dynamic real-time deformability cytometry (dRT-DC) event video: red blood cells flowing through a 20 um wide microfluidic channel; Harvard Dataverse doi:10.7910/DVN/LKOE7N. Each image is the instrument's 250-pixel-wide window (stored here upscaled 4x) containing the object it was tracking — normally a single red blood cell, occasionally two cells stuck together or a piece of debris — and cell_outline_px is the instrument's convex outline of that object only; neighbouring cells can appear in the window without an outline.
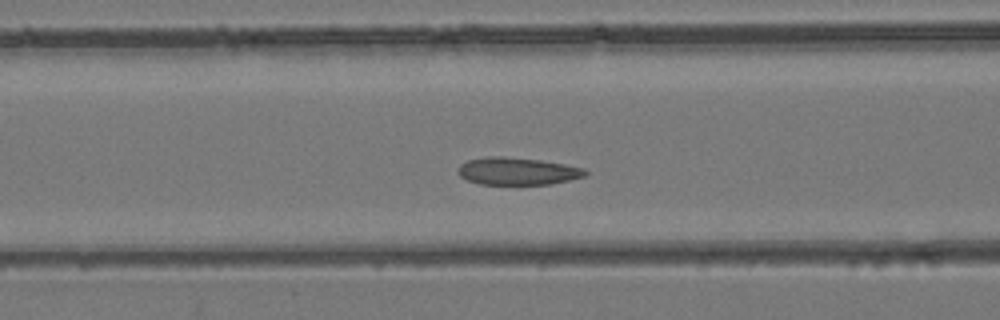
{"species": "common noctule bat (a hibernating species)", "species_latin": "Nyctalus noctula", "temperature_condition": "room temperature", "stored_images_in_passage": 41, "camera_frame_rate_fps": 3000, "um_per_image_px": 0.085, "animal": {"sex": "female", "body_mass_g": 24.6, "forearm_length_mm": 56.2}, "frame": {"image": 1, "passage_image": 14, "time_ms": 4.333, "image_size_px": [1000, 320], "cell_outline_px": [[588, 176], [548, 184], [480, 184], [468, 180], [460, 176], [456, 172], [456, 168], [460, 164], [468, 160], [488, 156], [504, 156], [540, 160], [564, 164], [584, 168], [588, 172]], "centroid_in_image_um": [43.96, 14.54], "position_along_channel_um": 122.6, "area_um2": 20.4}}
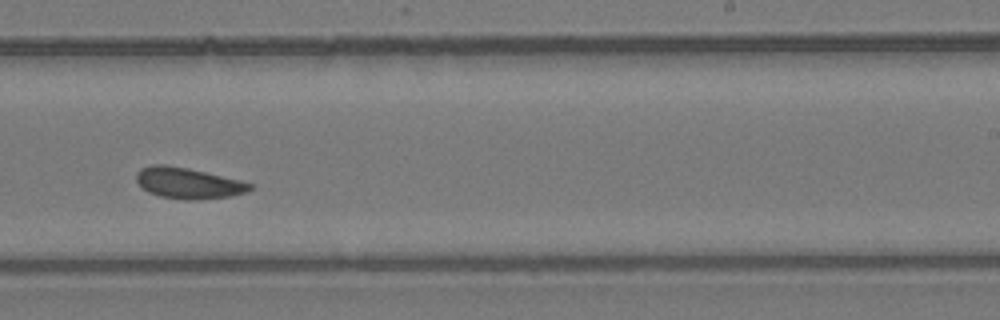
{"frame": {"image": 2, "passage_image": 24, "time_ms": 7.667, "image_size_px": [1000, 320], "cell_outline_px": [[256, 188], [248, 192], [232, 196], [192, 200], [184, 200], [160, 196], [148, 192], [136, 180], [136, 172], [140, 168], [152, 164], [164, 164], [188, 168], [240, 180], [252, 184]], "centroid_in_image_um": [16.02, 15.56], "position_along_channel_um": 273.0, "area_um2": 20.63}}
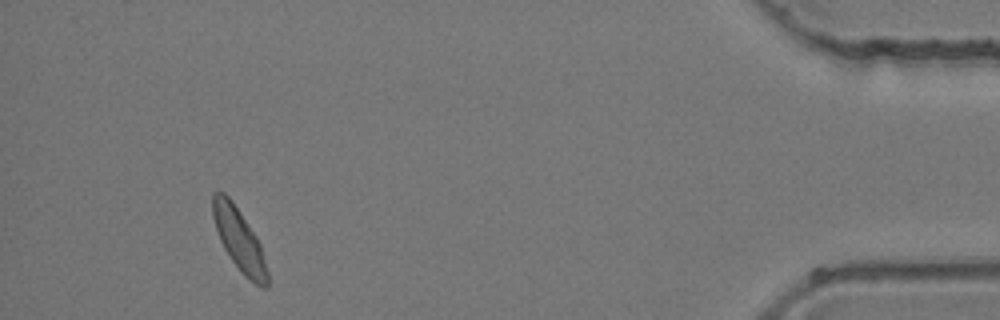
{"frame": {"image": 3, "passage_image": 38, "time_ms": 12.333, "image_size_px": [1000, 320], "cell_outline_px": [[268, 288], [264, 288], [248, 280], [240, 272], [224, 248], [220, 240], [212, 216], [212, 192], [224, 192], [232, 200], [256, 236], [260, 244], [268, 272]], "centroid_in_image_um": [20.32, 20.38], "position_along_channel_um": 414.9, "area_um2": 19.77}}